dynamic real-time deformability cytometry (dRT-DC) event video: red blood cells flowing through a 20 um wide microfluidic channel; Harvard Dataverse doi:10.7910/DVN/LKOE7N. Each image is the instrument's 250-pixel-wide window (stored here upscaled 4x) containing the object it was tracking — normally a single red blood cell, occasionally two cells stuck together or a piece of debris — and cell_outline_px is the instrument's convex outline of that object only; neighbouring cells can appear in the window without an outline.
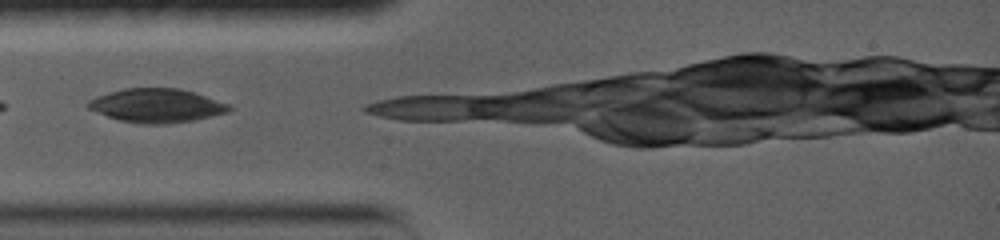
{"species": "common noctule bat (a hibernating species)", "species_latin": "Nyctalus noctula", "temperature_condition": "warm", "stored_images_in_passage": 4, "camera_frame_rate_fps": 5000, "um_per_image_px": 0.085, "animal": {"sex": "female", "body_mass_g": 19.0, "forearm_length_mm": 56.7}, "frame": {"image": 1, "passage_image": 1, "time_ms": 0.0, "image_size_px": [1000, 240], "cell_outline_px": [[232, 108], [228, 112], [212, 116], [192, 120], [168, 124], [144, 124], [120, 120], [108, 116], [88, 108], [84, 104], [88, 100], [96, 96], [108, 92], [124, 88], [180, 88], [228, 104]], "centroid_in_image_um": [13.27, 8.97], "position_along_channel_um": 71.7, "area_um2": 27.57}}